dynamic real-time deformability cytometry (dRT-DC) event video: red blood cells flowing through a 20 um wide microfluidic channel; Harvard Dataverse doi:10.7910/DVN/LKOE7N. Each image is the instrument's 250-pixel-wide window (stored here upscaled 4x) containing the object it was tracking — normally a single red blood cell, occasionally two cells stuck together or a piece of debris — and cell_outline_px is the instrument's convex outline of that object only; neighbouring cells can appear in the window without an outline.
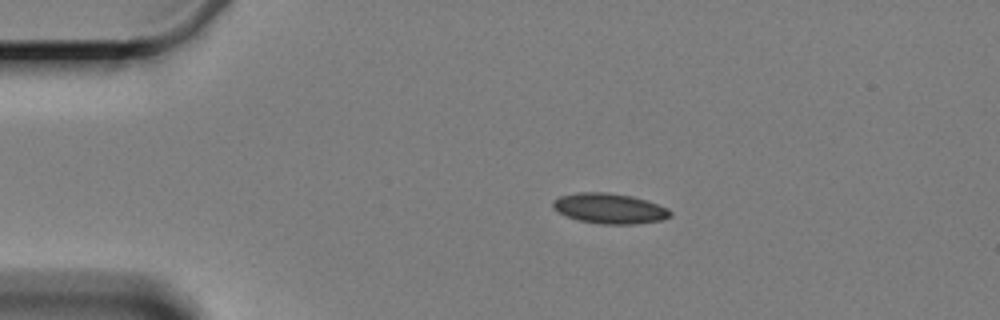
{"species": "Egyptian fruit bat (a non-hibernating species)", "species_latin": "Rousettus aegyptiacus", "temperature_condition": "cold", "stored_images_in_passage": 8, "camera_frame_rate_fps": 3000, "um_per_image_px": 0.085, "animal": {"sex": "female"}, "frame": {"image": 1, "passage_image": 1, "time_ms": 0.0, "image_size_px": [1000, 320], "cell_outline_px": [[672, 216], [660, 220], [636, 224], [600, 224], [580, 220], [568, 216], [552, 208], [552, 200], [560, 196], [576, 192], [608, 192], [632, 196], [668, 208], [672, 212]], "centroid_in_image_um": [51.8, 17.71], "position_along_channel_um": 33.2, "area_um2": 20.63}}
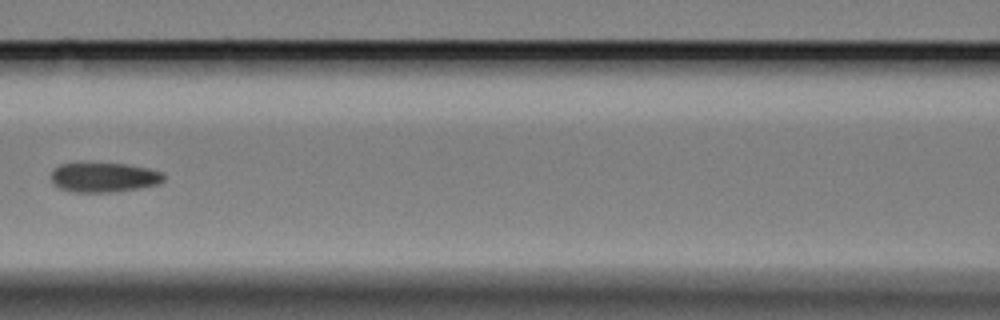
{"frame": {"image": 2, "passage_image": 5, "time_ms": 5.0, "image_size_px": [1000, 320], "cell_outline_px": [[164, 180], [160, 184], [140, 188], [116, 192], [76, 192], [60, 188], [52, 180], [52, 168], [60, 164], [76, 160], [128, 164], [148, 168], [164, 172]], "centroid_in_image_um": [8.83, 15.02], "position_along_channel_um": 157.8, "area_um2": 20.35}}
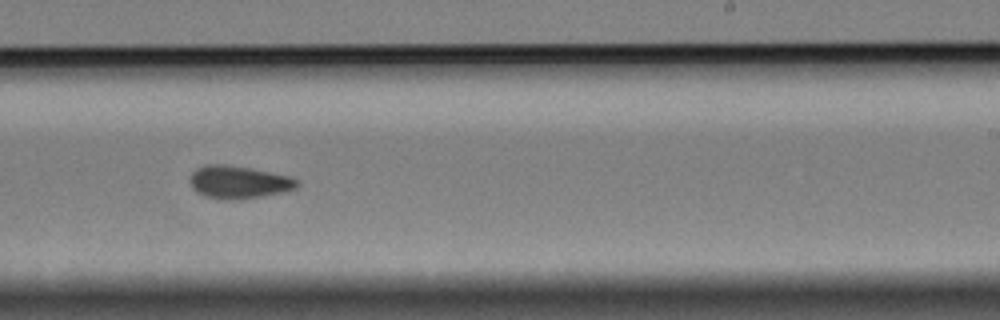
{"frame": {"image": 3, "passage_image": 8, "time_ms": 8.333, "image_size_px": [1000, 320], "cell_outline_px": [[300, 184], [296, 188], [280, 192], [240, 200], [216, 200], [204, 196], [196, 192], [192, 188], [192, 172], [196, 168], [204, 164], [224, 164], [248, 168], [292, 176]], "centroid_in_image_um": [20.26, 15.49], "position_along_channel_um": 268.7, "area_um2": 20.46}}